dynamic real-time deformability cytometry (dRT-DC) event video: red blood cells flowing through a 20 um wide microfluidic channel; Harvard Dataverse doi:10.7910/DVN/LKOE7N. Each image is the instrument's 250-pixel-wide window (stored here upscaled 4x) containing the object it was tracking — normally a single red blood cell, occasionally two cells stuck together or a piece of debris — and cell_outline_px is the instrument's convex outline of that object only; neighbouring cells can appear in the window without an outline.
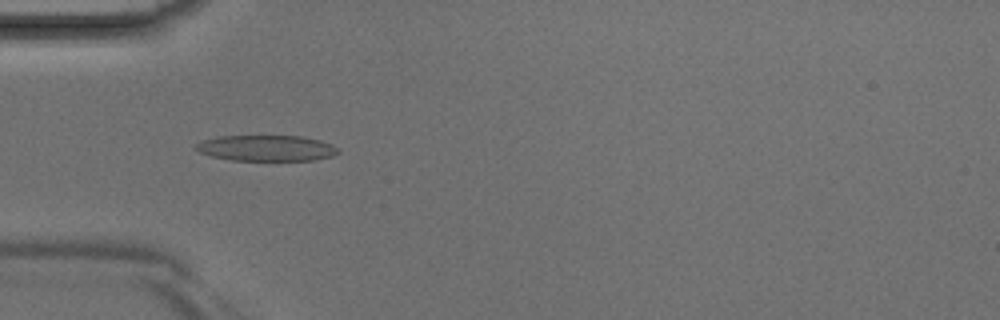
{"species": "Egyptian fruit bat (a non-hibernating species)", "species_latin": "Rousettus aegyptiacus", "temperature_condition": "room temperature", "stored_images_in_passage": 36, "camera_frame_rate_fps": 3000, "um_per_image_px": 0.085, "animal": {"sex": "male"}, "frame": {"image": 1, "passage_image": 6, "time_ms": 1.667, "image_size_px": [1000, 320], "cell_outline_px": [[340, 152], [332, 156], [316, 160], [232, 160], [212, 156], [200, 152], [196, 148], [196, 144], [204, 140], [220, 136], [300, 136], [320, 140], [332, 144]], "centroid_in_image_um": [22.68, 12.59], "position_along_channel_um": 62.3, "area_um2": 21.21}}
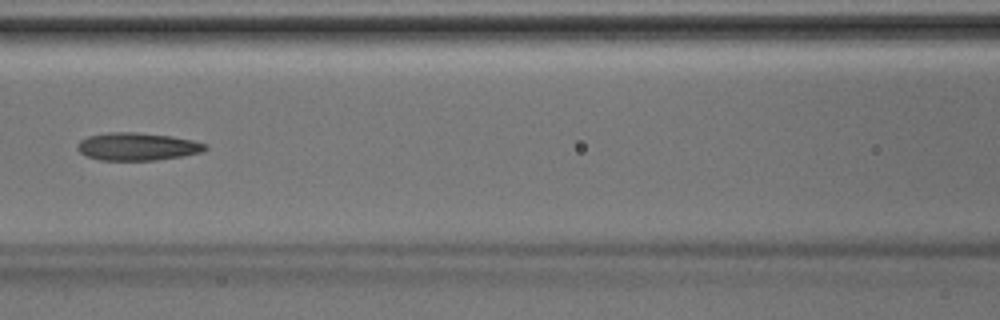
{"frame": {"image": 2, "passage_image": 12, "time_ms": 3.667, "image_size_px": [1000, 320], "cell_outline_px": [[208, 148], [200, 152], [180, 156], [156, 160], [100, 160], [88, 156], [80, 152], [76, 148], [76, 144], [80, 140], [88, 136], [108, 132], [136, 132], [172, 136], [192, 140], [208, 144]], "centroid_in_image_um": [11.65, 12.45], "position_along_channel_um": 154.9, "area_um2": 20.63}}
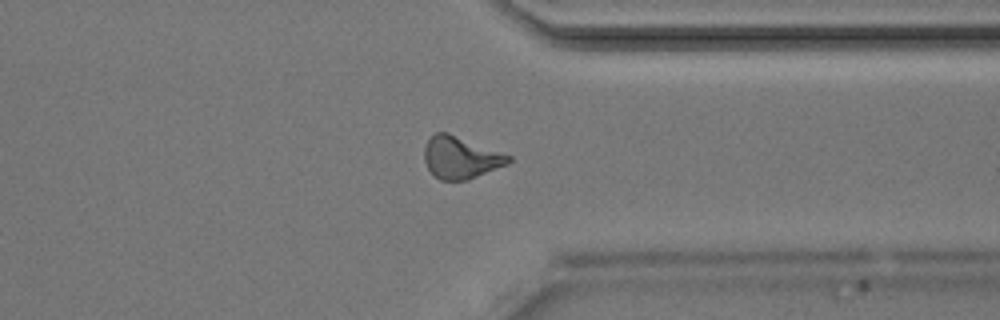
{"frame": {"image": 3, "passage_image": 26, "time_ms": 8.333, "image_size_px": [1000, 320], "cell_outline_px": [[512, 160], [508, 164], [468, 180], [440, 180], [428, 168], [424, 160], [424, 148], [428, 140], [436, 132], [448, 132], [512, 156]], "centroid_in_image_um": [39.17, 13.39], "position_along_channel_um": 372.2, "area_um2": 20.58}}